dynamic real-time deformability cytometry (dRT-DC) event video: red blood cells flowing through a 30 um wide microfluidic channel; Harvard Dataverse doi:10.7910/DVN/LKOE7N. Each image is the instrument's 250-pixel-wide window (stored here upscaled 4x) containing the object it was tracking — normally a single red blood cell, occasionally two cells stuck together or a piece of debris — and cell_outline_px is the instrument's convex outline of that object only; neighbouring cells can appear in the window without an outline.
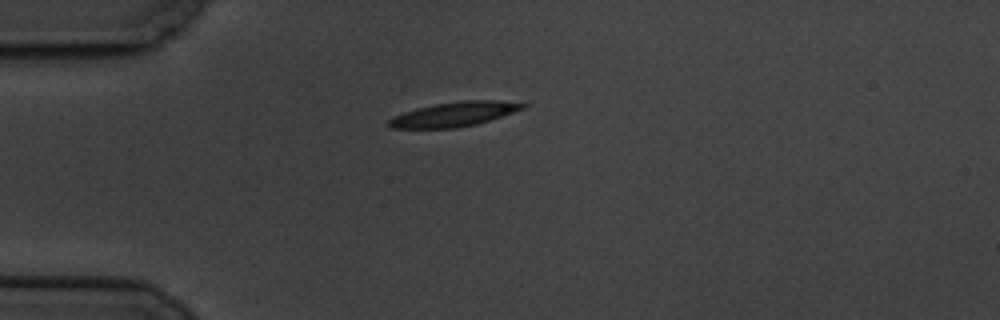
{"species": "common noctule bat (a hibernating species)", "species_latin": "Nyctalus noctula", "temperature_condition": "cold", "stored_images_in_passage": 7, "camera_frame_rate_fps": 3000, "um_per_image_px": 0.085, "animal": {"sex": "male", "body_mass_g": 19.5, "forearm_length_mm": 54.6}, "frame": {"image": 1, "passage_image": 1, "time_ms": 0.0, "image_size_px": [1000, 320], "cell_outline_px": [[528, 104], [524, 108], [476, 124], [456, 128], [392, 128], [388, 124], [388, 120], [392, 116], [416, 108], [436, 104], [460, 100], [500, 100]], "centroid_in_image_um": [38.57, 9.7], "position_along_channel_um": 46.4, "area_um2": 18.96}}
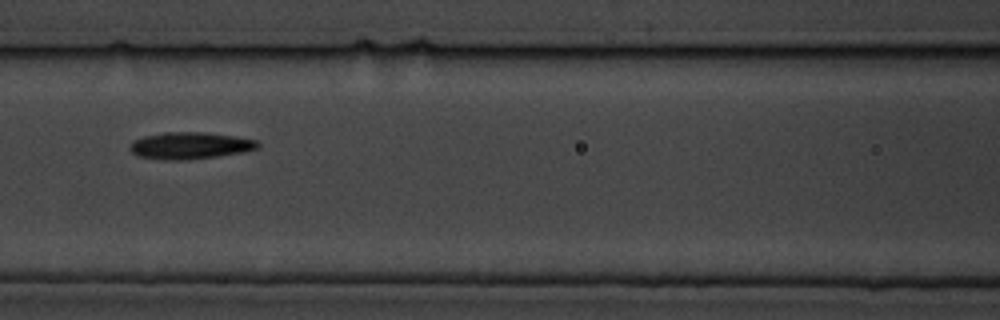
{"frame": {"image": 2, "passage_image": 4, "time_ms": 3.667, "image_size_px": [1000, 320], "cell_outline_px": [[260, 148], [244, 152], [188, 160], [164, 160], [136, 156], [128, 148], [132, 140], [144, 136], [164, 132], [204, 132], [236, 136], [260, 140]], "centroid_in_image_um": [16.17, 12.37], "position_along_channel_um": 150.4, "area_um2": 20.4}}
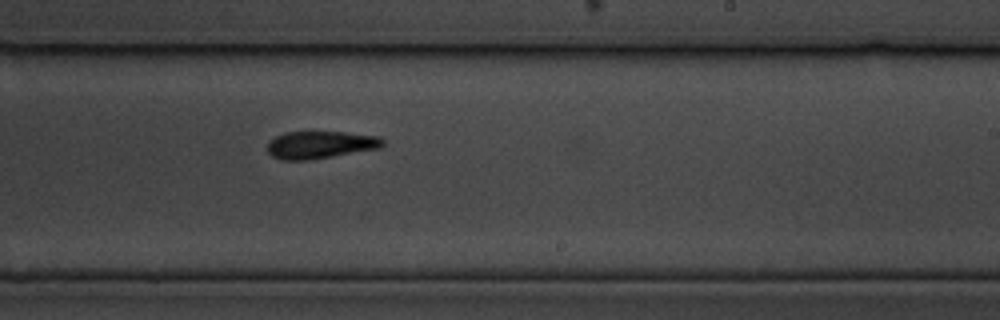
{"frame": {"image": 3, "passage_image": 7, "time_ms": 7.0, "image_size_px": [1000, 320], "cell_outline_px": [[384, 144], [380, 148], [308, 160], [280, 160], [272, 156], [268, 152], [268, 144], [276, 136], [284, 132], [344, 132], [380, 136], [384, 140]], "centroid_in_image_um": [27.24, 12.3], "position_along_channel_um": 261.8, "area_um2": 18.38}}